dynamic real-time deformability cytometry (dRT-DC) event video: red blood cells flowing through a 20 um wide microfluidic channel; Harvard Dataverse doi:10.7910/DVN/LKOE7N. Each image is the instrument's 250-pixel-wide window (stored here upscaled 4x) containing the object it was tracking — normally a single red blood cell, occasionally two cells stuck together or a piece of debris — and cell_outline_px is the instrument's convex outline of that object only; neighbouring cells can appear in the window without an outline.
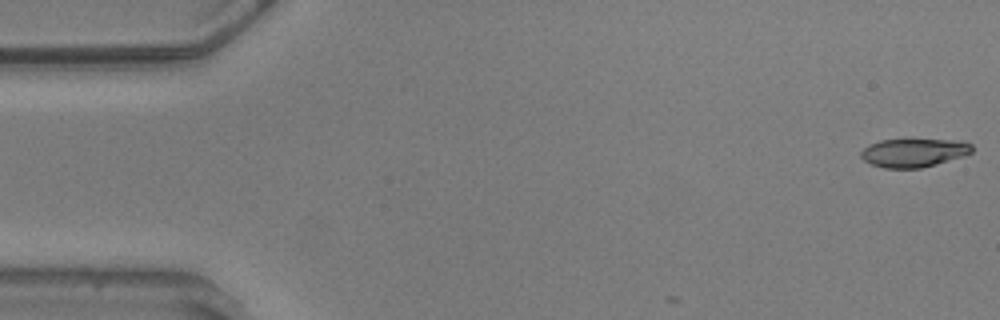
{"species": "common noctule bat (a hibernating species)", "species_latin": "Nyctalus noctula", "temperature_condition": "warm", "stored_images_in_passage": 4, "camera_frame_rate_fps": 3000, "um_per_image_px": 0.085, "animal": {"sex": "male", "body_mass_g": 20.5, "forearm_length_mm": 52.5}, "frame": {"image": 1, "passage_image": 1, "time_ms": 0.0, "image_size_px": [1000, 320], "cell_outline_px": [[972, 152], [964, 156], [936, 164], [920, 168], [884, 168], [872, 164], [864, 160], [860, 156], [860, 152], [864, 148], [880, 140], [960, 140], [972, 144]], "centroid_in_image_um": [77.69, 12.98], "position_along_channel_um": 7.3, "area_um2": 18.26}}